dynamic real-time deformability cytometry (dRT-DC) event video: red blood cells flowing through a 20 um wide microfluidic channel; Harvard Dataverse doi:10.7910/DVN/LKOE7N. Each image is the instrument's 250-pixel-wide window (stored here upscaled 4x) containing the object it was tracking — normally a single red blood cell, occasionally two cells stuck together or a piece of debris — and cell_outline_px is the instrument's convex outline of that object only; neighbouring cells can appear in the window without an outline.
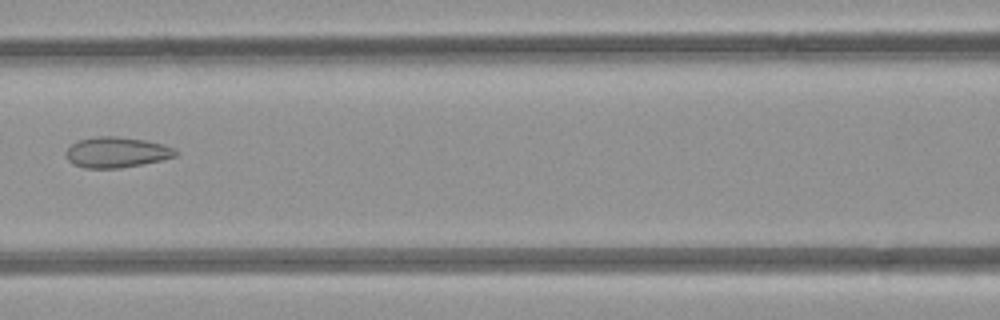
{"species": "common noctule bat (a hibernating species)", "species_latin": "Nyctalus noctula", "temperature_condition": "room temperature", "stored_images_in_passage": 6, "camera_frame_rate_fps": 3000, "um_per_image_px": 0.085, "animal": {"sex": "female", "body_mass_g": 21.9}, "frame": {"image": 1, "passage_image": 6, "time_ms": 6.667, "image_size_px": [1000, 320], "cell_outline_px": [[180, 152], [176, 156], [160, 160], [120, 168], [84, 168], [72, 164], [68, 160], [64, 152], [76, 140], [96, 136], [116, 136], [144, 140], [164, 144], [176, 148]], "centroid_in_image_um": [9.9, 12.94], "position_along_channel_um": 156.7, "area_um2": 19.71}}